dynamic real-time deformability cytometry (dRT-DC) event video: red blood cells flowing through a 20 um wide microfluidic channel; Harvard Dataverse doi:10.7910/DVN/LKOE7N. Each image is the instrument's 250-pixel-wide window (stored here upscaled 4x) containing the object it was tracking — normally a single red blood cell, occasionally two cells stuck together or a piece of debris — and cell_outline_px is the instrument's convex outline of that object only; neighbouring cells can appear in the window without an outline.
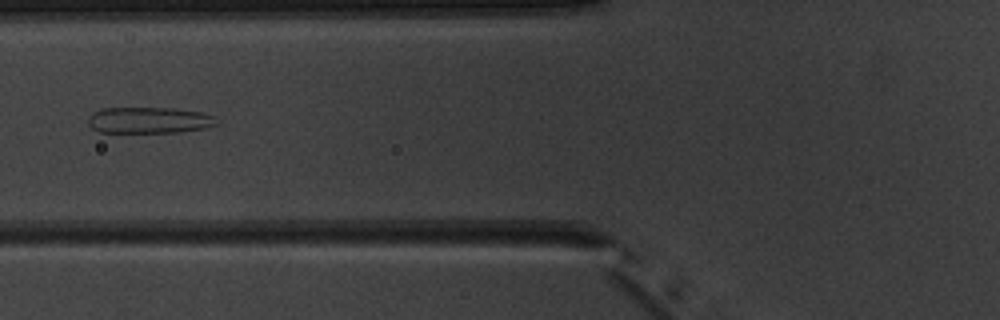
{"species": "common noctule bat (a hibernating species)", "species_latin": "Nyctalus noctula", "temperature_condition": "warm", "stored_images_in_passage": 2, "camera_frame_rate_fps": 3000, "um_per_image_px": 0.085, "animal": {"sex": "male", "body_mass_g": 20.1, "forearm_length_mm": 53.5}, "frame": {"image": 1, "passage_image": 2, "time_ms": 1.333, "image_size_px": [1000, 320], "cell_outline_px": [[220, 124], [208, 128], [180, 132], [100, 132], [92, 128], [88, 124], [88, 116], [92, 112], [104, 108], [176, 108], [200, 112], [216, 116]], "centroid_in_image_um": [12.73, 10.22], "position_along_channel_um": 113.1, "area_um2": 19.94}}